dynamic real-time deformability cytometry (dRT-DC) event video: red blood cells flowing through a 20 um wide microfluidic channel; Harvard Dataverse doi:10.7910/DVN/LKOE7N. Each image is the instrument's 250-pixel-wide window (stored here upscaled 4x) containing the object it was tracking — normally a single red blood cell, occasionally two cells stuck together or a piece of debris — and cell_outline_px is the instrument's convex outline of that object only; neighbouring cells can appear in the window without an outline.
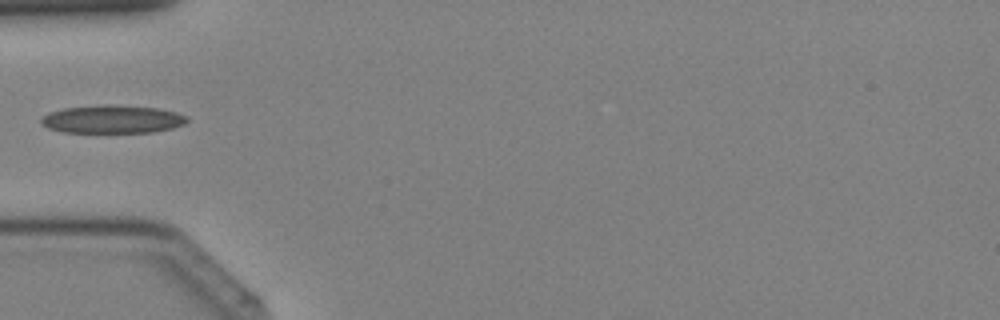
{"species": "Egyptian fruit bat (a non-hibernating species)", "species_latin": "Rousettus aegyptiacus", "temperature_condition": "cold", "stored_images_in_passage": 27, "camera_frame_rate_fps": 3000, "um_per_image_px": 0.085, "animal": {"sex": "female"}, "frame": {"image": 1, "passage_image": 1, "time_ms": 0.0, "image_size_px": [1000, 320], "cell_outline_px": [[188, 120], [184, 124], [172, 128], [152, 132], [64, 132], [48, 128], [40, 124], [40, 116], [48, 112], [64, 108], [108, 104], [160, 108], [176, 112], [188, 116]], "centroid_in_image_um": [9.53, 10.13], "position_along_channel_um": 75.5, "area_um2": 24.04}}
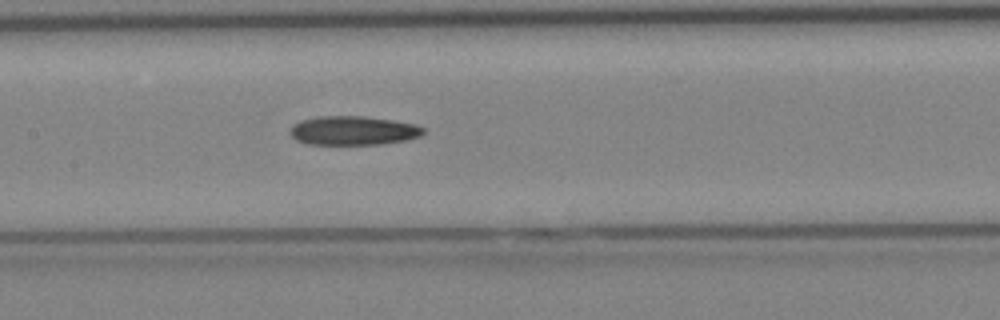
{"frame": {"image": 2, "passage_image": 7, "time_ms": 2.0, "image_size_px": [1000, 320], "cell_outline_px": [[424, 132], [420, 136], [408, 140], [384, 144], [308, 144], [296, 140], [288, 132], [292, 124], [300, 120], [320, 116], [364, 116], [392, 120], [416, 124], [424, 128]], "centroid_in_image_um": [30.01, 11.1], "position_along_channel_um": 177.4, "area_um2": 22.72}}
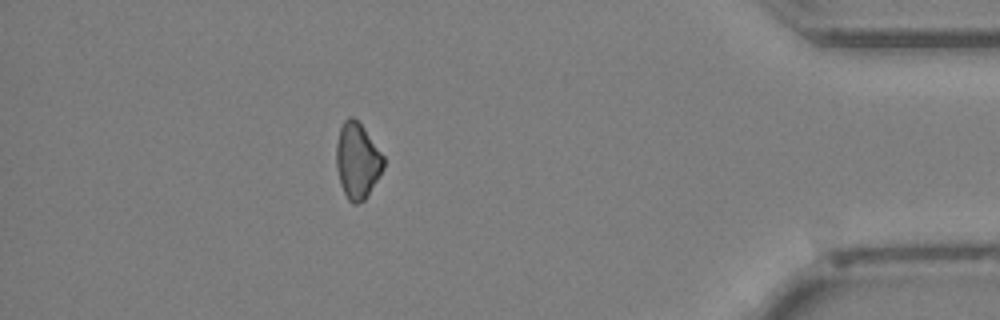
{"frame": {"image": 3, "passage_image": 23, "time_ms": 7.333, "image_size_px": [1000, 320], "cell_outline_px": [[384, 168], [364, 200], [356, 204], [352, 204], [348, 200], [340, 184], [336, 168], [336, 144], [340, 128], [344, 120], [348, 116], [352, 116], [364, 128], [384, 156]], "centroid_in_image_um": [30.36, 13.66], "position_along_channel_um": 404.8, "area_um2": 20.81}}